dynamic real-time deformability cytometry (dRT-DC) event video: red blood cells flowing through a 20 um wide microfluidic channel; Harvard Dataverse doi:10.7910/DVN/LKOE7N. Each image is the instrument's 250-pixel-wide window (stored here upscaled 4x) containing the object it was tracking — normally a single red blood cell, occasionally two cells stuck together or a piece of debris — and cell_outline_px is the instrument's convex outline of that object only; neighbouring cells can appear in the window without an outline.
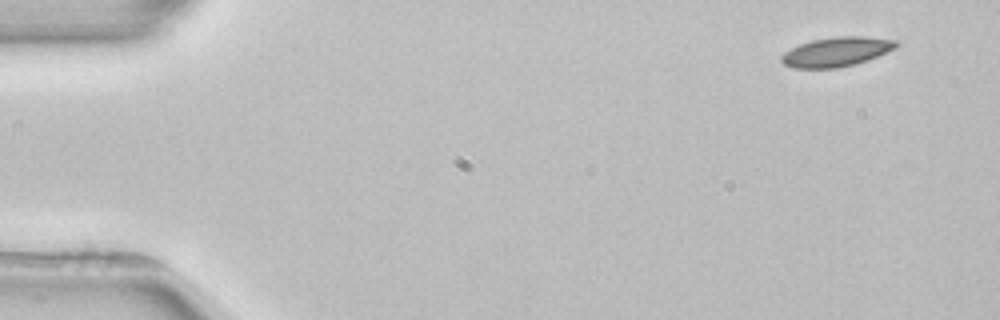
{"species": "common noctule bat (a hibernating species)", "species_latin": "Nyctalus noctula", "temperature_condition": "room temperature", "stored_images_in_passage": 4, "segment_of_instrument_passage": [1, 2], "camera_frame_rate_fps": 3000, "um_per_image_px": 0.085, "animal": {"sex": "female", "body_mass_g": 22.7, "forearm_length_mm": 54.2}, "frame": {"image": 1, "passage_image": 1, "time_ms": 0.0, "image_size_px": [1000, 320], "cell_outline_px": [[900, 44], [896, 48], [868, 60], [856, 64], [836, 68], [792, 68], [784, 64], [780, 60], [780, 56], [784, 52], [800, 44], [812, 40], [836, 36], [864, 36], [896, 40]], "centroid_in_image_um": [71.11, 4.4], "position_along_channel_um": 13.9, "area_um2": 19.77}}